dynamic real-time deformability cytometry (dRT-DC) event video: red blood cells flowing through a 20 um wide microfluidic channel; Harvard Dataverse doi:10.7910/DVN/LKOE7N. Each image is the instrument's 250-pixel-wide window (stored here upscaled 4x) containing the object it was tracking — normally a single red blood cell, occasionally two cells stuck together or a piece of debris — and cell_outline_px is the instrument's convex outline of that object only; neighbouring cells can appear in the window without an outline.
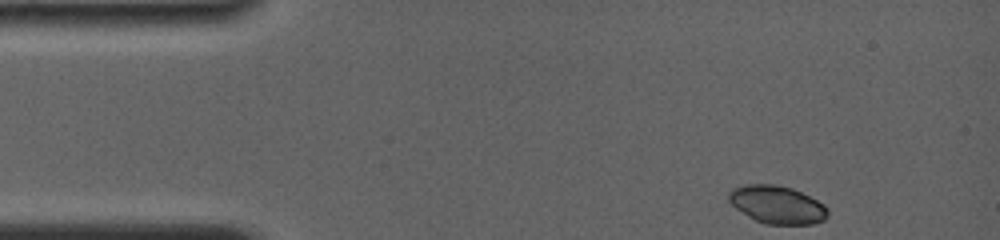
{"species": "common noctule bat (a hibernating species)", "species_latin": "Nyctalus noctula", "temperature_condition": "room temperature", "stored_images_in_passage": 50, "camera_frame_rate_fps": 4000, "um_per_image_px": 0.085, "animal": {"sex": "female", "body_mass_g": 19.0, "forearm_length_mm": 56.7}, "frame": {"image": 1, "passage_image": 1, "time_ms": 0.0, "image_size_px": [1000, 240], "cell_outline_px": [[828, 216], [824, 220], [812, 224], [764, 224], [748, 216], [736, 208], [728, 200], [728, 192], [732, 188], [744, 184], [776, 184], [792, 188], [824, 204], [828, 208]], "centroid_in_image_um": [66.04, 17.39], "position_along_channel_um": 19.0, "area_um2": 21.91}}
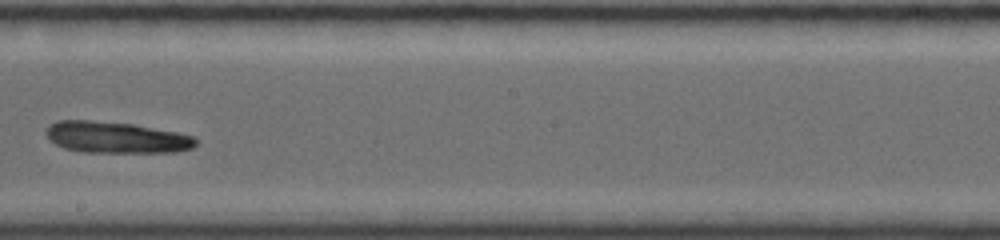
{"frame": {"image": 2, "passage_image": 28, "time_ms": 7.75, "image_size_px": [1000, 240], "cell_outline_px": [[196, 144], [192, 148], [176, 152], [84, 152], [64, 148], [56, 144], [48, 136], [48, 128], [52, 124], [60, 120], [88, 120], [132, 124], [176, 132], [196, 136]], "centroid_in_image_um": [9.93, 11.69], "position_along_channel_um": 238.3, "area_um2": 26.99}}
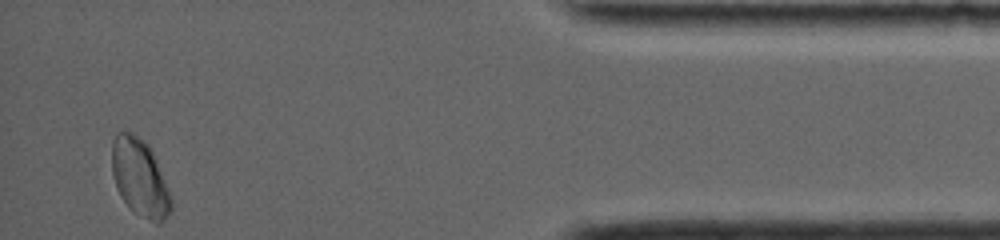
{"frame": {"image": 3, "passage_image": 50, "time_ms": 13.75, "image_size_px": [1000, 240], "cell_outline_px": [[172, 208], [164, 220], [160, 224], [156, 224], [136, 212], [120, 196], [116, 188], [112, 172], [112, 140], [116, 132], [128, 132], [136, 136], [152, 152], [172, 200]], "centroid_in_image_um": [11.86, 15.13], "position_along_channel_um": 423.3, "area_um2": 25.89}, "authors_computed_cell_mechanics": {"area_um2": 26.5302, "velocity_mm_per_s": 3.8571, "shape_relaxation_time_tau1_ms": null, "shape_relaxation_time_tau2_ms": 10.249, "deformation_change_tau1": null, "deformation_change_tau2": 0.1855}}